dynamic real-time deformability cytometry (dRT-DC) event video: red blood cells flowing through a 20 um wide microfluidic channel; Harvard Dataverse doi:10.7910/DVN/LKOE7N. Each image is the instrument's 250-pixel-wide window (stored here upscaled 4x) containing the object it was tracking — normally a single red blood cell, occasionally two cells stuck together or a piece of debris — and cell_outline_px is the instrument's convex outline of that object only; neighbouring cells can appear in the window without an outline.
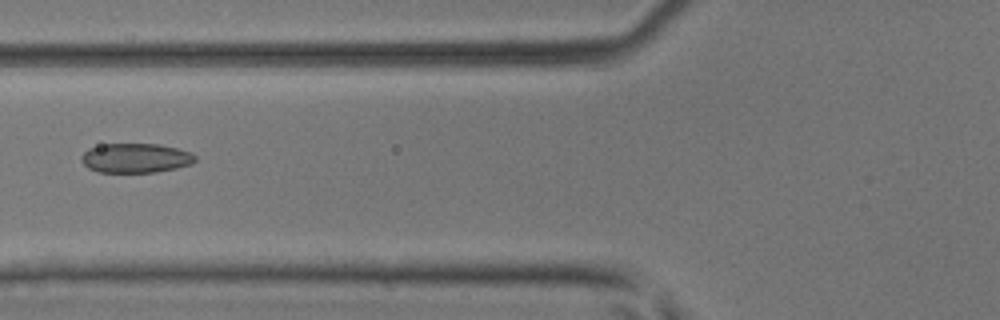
{"species": "common noctule bat (a hibernating species)", "species_latin": "Nyctalus noctula", "temperature_condition": "room temperature", "stored_images_in_passage": 4, "camera_frame_rate_fps": 3000, "um_per_image_px": 0.085, "animal": {"sex": "male", "body_mass_g": 17.9, "forearm_length_mm": 54.2}, "frame": {"image": 1, "passage_image": 3, "time_ms": 2.333, "image_size_px": [1000, 320], "cell_outline_px": [[196, 160], [192, 164], [176, 168], [156, 172], [96, 172], [88, 168], [80, 160], [80, 156], [88, 148], [100, 144], [160, 144], [192, 152], [196, 156]], "centroid_in_image_um": [11.51, 13.43], "position_along_channel_um": 114.3, "area_um2": 19.77}}
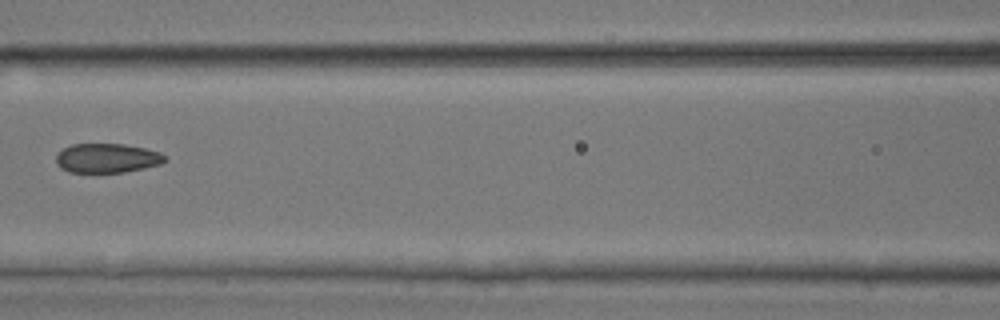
{"frame": {"image": 2, "passage_image": 4, "time_ms": 3.333, "image_size_px": [1000, 320], "cell_outline_px": [[168, 160], [160, 164], [144, 168], [124, 172], [68, 172], [60, 168], [56, 164], [56, 156], [64, 148], [72, 144], [124, 144], [144, 148], [160, 152], [168, 156]], "centroid_in_image_um": [9.12, 13.44], "position_along_channel_um": 157.5, "area_um2": 18.67}}